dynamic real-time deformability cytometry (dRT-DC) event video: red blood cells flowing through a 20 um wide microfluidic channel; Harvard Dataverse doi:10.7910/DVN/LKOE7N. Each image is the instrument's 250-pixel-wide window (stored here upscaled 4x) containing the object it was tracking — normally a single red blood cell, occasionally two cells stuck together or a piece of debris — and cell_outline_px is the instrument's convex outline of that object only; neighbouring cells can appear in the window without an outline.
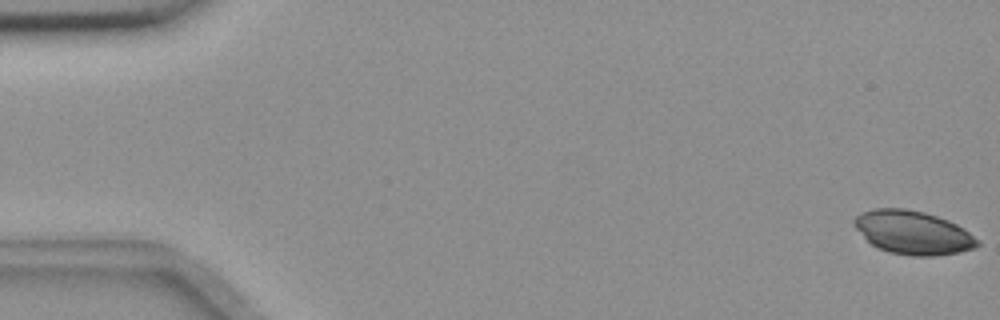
{"species": "common noctule bat (a hibernating species)", "species_latin": "Nyctalus noctula", "temperature_condition": "room temperature", "stored_images_in_passage": 56, "camera_frame_rate_fps": 3000, "um_per_image_px": 0.085, "animal": {"sex": "female", "body_mass_g": 18.4}, "frame": {"image": 1, "passage_image": 1, "time_ms": 0.0, "image_size_px": [1000, 320], "cell_outline_px": [[980, 244], [976, 248], [960, 252], [936, 256], [912, 256], [888, 252], [876, 248], [852, 224], [852, 220], [860, 212], [876, 208], [904, 208], [924, 212], [948, 220], [964, 228], [980, 240]], "centroid_in_image_um": [77.62, 19.77], "position_along_channel_um": 7.4, "area_um2": 31.5}}
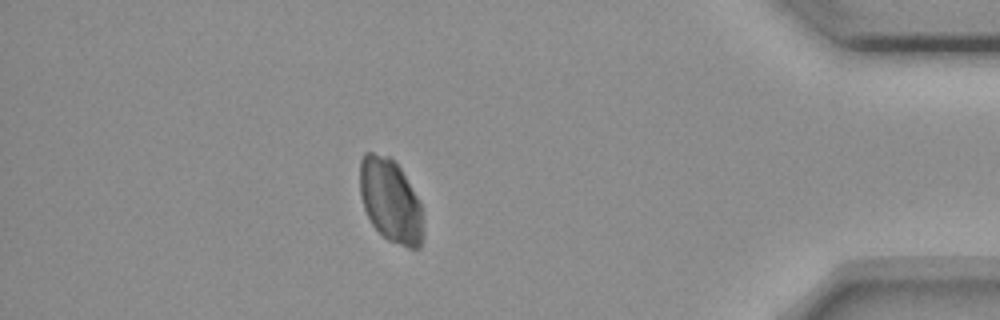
{"frame": {"image": 2, "passage_image": 49, "time_ms": 16.0, "image_size_px": [1000, 320], "cell_outline_px": [[424, 236], [420, 248], [408, 248], [388, 240], [372, 224], [364, 208], [360, 196], [360, 160], [364, 152], [372, 152], [388, 156], [400, 168], [416, 196], [420, 204], [424, 232]], "centroid_in_image_um": [33.19, 17.07], "position_along_channel_um": 402.0, "area_um2": 30.63}}